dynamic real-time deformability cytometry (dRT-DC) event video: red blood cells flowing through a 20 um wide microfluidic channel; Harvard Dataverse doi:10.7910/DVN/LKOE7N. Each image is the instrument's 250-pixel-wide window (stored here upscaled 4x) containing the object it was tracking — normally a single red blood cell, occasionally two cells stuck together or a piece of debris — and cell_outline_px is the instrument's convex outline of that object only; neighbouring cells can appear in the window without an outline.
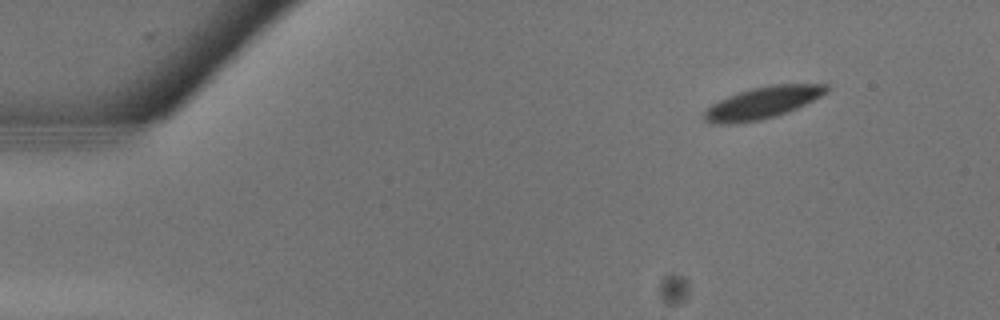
{"species": "common noctule bat (a hibernating species)", "species_latin": "Nyctalus noctula", "temperature_condition": "warm", "stored_images_in_passage": 10, "camera_frame_rate_fps": 3000, "um_per_image_px": 0.085, "animal": {"sex": "male", "body_mass_g": 13.3}, "frame": {"image": 1, "passage_image": 2, "time_ms": 0.333, "image_size_px": [1000, 320], "cell_outline_px": [[828, 92], [788, 112], [760, 120], [732, 124], [712, 124], [704, 120], [704, 112], [712, 104], [728, 96], [752, 88], [772, 84], [828, 84]], "centroid_in_image_um": [64.8, 8.74], "position_along_channel_um": 20.2, "area_um2": 22.43}}
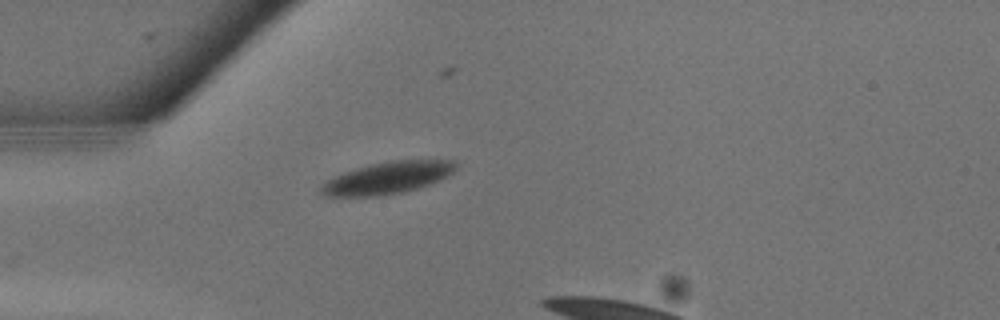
{"frame": {"image": 2, "passage_image": 7, "time_ms": 2.0, "image_size_px": [1000, 320], "cell_outline_px": [[456, 168], [448, 176], [440, 180], [404, 192], [376, 196], [324, 196], [320, 192], [320, 188], [324, 180], [344, 172], [368, 164], [388, 160], [456, 160]], "centroid_in_image_um": [32.91, 15.11], "position_along_channel_um": 52.1, "area_um2": 25.2}}
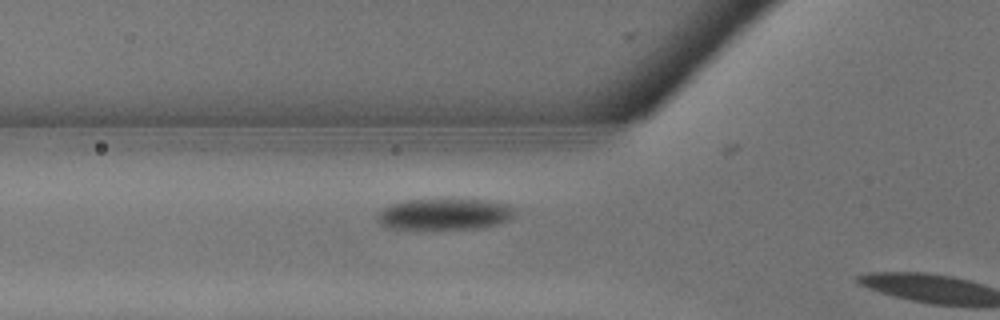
{"frame": {"image": 3, "passage_image": 9, "time_ms": 2.667, "image_size_px": [1000, 320], "cell_outline_px": [[512, 216], [508, 220], [496, 224], [480, 228], [384, 228], [376, 220], [376, 212], [388, 204], [408, 200], [488, 200], [508, 204], [512, 208]], "centroid_in_image_um": [37.69, 18.2], "position_along_channel_um": 88.1, "area_um2": 24.8}}